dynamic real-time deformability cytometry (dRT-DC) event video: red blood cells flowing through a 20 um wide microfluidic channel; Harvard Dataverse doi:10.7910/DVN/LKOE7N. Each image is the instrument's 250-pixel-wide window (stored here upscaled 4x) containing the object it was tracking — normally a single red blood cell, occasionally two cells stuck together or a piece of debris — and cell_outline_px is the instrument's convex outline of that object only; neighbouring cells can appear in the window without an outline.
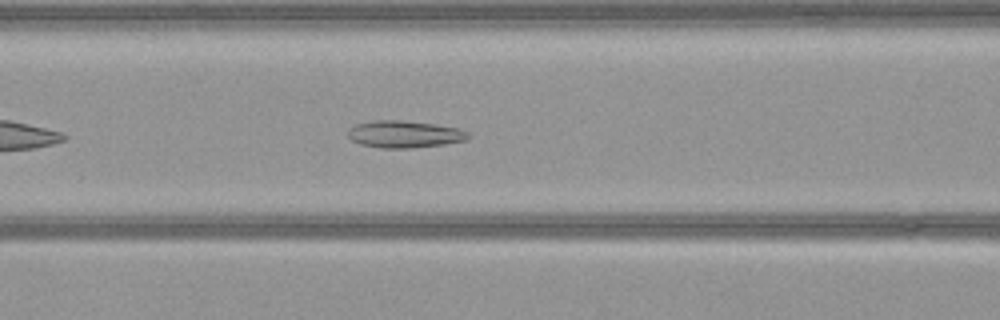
{"species": "common noctule bat (a hibernating species)", "species_latin": "Nyctalus noctula", "temperature_condition": "warm", "stored_images_in_passage": 40, "camera_frame_rate_fps": 3000, "um_per_image_px": 0.085, "animal": {"sex": "female", "body_mass_g": 21.9}, "frame": {"image": 1, "passage_image": 9, "time_ms": 2.667, "image_size_px": [1000, 320], "cell_outline_px": [[472, 136], [464, 140], [444, 144], [412, 148], [380, 148], [360, 144], [352, 140], [348, 136], [348, 128], [356, 124], [372, 120], [400, 120], [436, 124], [460, 128], [468, 132]], "centroid_in_image_um": [34.37, 11.4], "position_along_channel_um": 132.2, "area_um2": 19.13}}
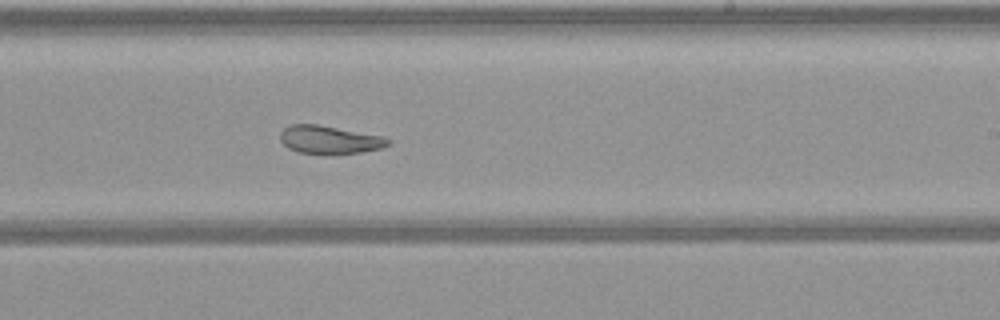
{"frame": {"image": 2, "passage_image": 19, "time_ms": 6.0, "image_size_px": [1000, 320], "cell_outline_px": [[392, 144], [380, 148], [360, 152], [332, 156], [296, 152], [288, 148], [280, 140], [280, 132], [288, 124], [316, 124], [380, 136], [392, 140]], "centroid_in_image_um": [27.97, 11.91], "position_along_channel_um": 261.0, "area_um2": 17.98}}
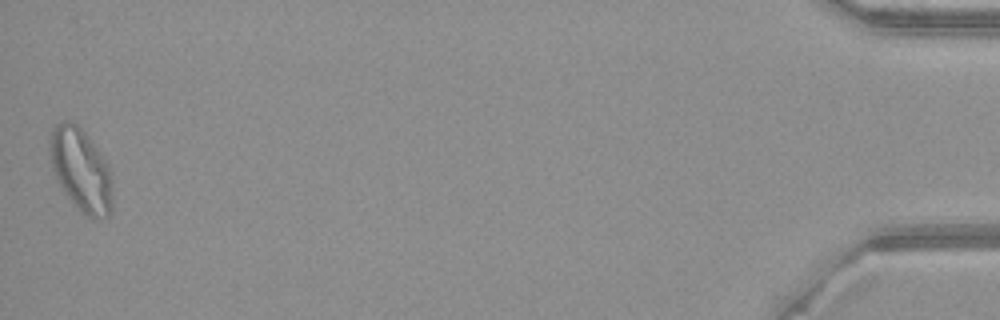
{"frame": {"image": 3, "passage_image": 40, "time_ms": 13.0, "image_size_px": [1000, 320], "cell_outline_px": [[112, 212], [104, 220], [96, 220], [80, 212], [64, 192], [52, 168], [48, 152], [48, 140], [52, 128], [56, 124], [64, 120], [76, 124], [84, 132], [108, 164], [112, 172]], "centroid_in_image_um": [6.89, 14.48], "position_along_channel_um": 428.3, "area_um2": 30.69}}